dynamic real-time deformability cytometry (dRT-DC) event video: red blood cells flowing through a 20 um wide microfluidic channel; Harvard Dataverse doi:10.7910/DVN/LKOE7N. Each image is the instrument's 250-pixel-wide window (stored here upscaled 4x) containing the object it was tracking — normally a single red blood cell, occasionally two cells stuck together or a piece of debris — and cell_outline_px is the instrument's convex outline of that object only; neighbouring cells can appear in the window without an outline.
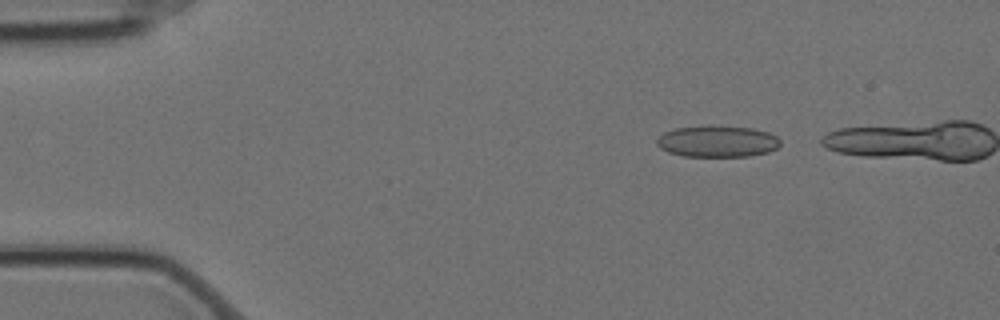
{"species": "Egyptian fruit bat (a non-hibernating species)", "species_latin": "Rousettus aegyptiacus", "temperature_condition": "cold", "stored_images_in_passage": 12, "camera_frame_rate_fps": 3000, "um_per_image_px": 0.085, "animal": {"sex": "female"}, "frame": {"image": 1, "passage_image": 1, "time_ms": 0.0, "image_size_px": [1000, 320], "cell_outline_px": [[780, 144], [776, 148], [768, 152], [748, 156], [684, 156], [668, 152], [660, 148], [656, 144], [656, 140], [664, 132], [672, 128], [708, 124], [712, 124], [752, 128], [768, 132], [776, 136], [780, 140]], "centroid_in_image_um": [60.94, 11.99], "position_along_channel_um": 24.1, "area_um2": 23.06}}
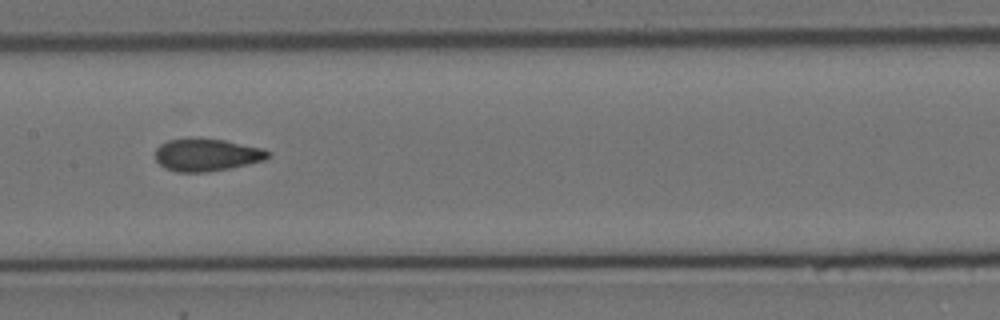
{"frame": {"image": 2, "passage_image": 6, "time_ms": 1.667, "image_size_px": [1000, 320], "cell_outline_px": [[272, 152], [264, 160], [232, 168], [204, 172], [176, 172], [164, 168], [156, 160], [156, 148], [160, 144], [168, 140], [188, 136], [196, 136], [224, 140], [264, 148]], "centroid_in_image_um": [17.55, 13.13], "position_along_channel_um": 189.8, "area_um2": 21.91}}
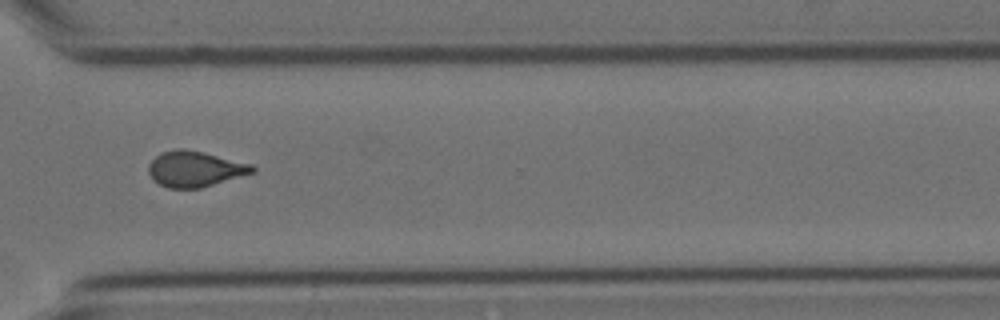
{"frame": {"image": 3, "passage_image": 10, "time_ms": 3.0, "image_size_px": [1000, 320], "cell_outline_px": [[256, 172], [200, 188], [168, 188], [152, 180], [148, 172], [148, 164], [160, 152], [176, 148], [184, 148], [204, 152], [252, 164], [256, 168]], "centroid_in_image_um": [16.56, 14.35], "position_along_channel_um": 354.0, "area_um2": 21.79}}